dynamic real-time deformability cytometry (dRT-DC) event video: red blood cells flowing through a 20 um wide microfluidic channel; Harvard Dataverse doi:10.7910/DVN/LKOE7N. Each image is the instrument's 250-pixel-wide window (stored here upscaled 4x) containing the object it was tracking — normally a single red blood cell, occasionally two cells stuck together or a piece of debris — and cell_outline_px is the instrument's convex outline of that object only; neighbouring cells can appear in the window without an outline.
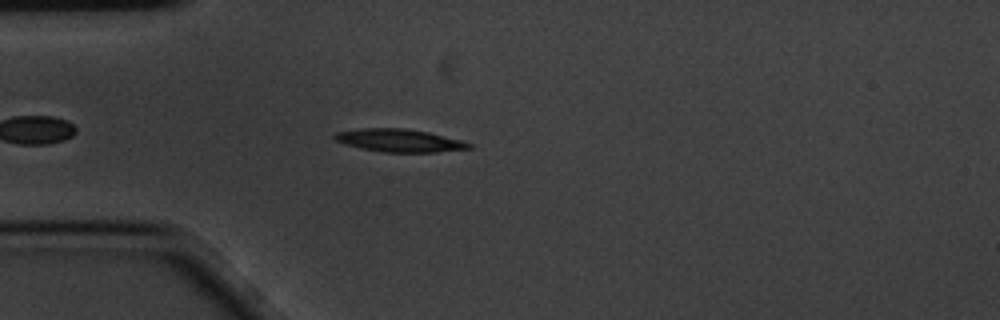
{"species": "common noctule bat (a hibernating species)", "species_latin": "Nyctalus noctula", "temperature_condition": "cold", "stored_images_in_passage": 6, "camera_frame_rate_fps": 3000, "um_per_image_px": 0.085, "animal": {"sex": "male", "body_mass_g": 20.1, "forearm_length_mm": 53.5}, "frame": {"image": 1, "passage_image": 5, "time_ms": 1.333, "image_size_px": [1000, 320], "cell_outline_px": [[472, 148], [436, 152], [384, 152], [360, 148], [344, 144], [336, 140], [332, 136], [336, 132], [360, 128], [404, 128], [428, 132], [460, 140], [472, 144]], "centroid_in_image_um": [33.91, 11.94], "position_along_channel_um": 51.1, "area_um2": 17.8}}